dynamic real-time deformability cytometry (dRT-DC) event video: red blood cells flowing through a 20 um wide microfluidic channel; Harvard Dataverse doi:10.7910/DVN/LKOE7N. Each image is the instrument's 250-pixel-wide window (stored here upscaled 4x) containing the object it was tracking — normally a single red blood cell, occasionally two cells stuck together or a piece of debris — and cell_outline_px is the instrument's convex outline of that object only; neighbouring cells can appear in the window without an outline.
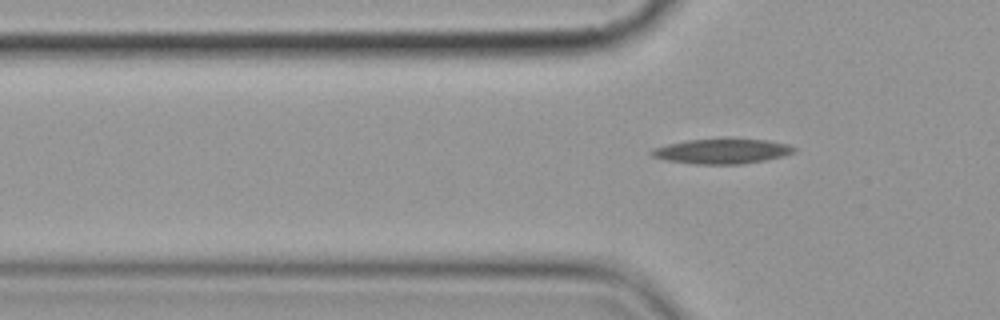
{"species": "common noctule bat (a hibernating species)", "species_latin": "Nyctalus noctula", "temperature_condition": "cold", "stored_images_in_passage": 4, "camera_frame_rate_fps": 3000, "um_per_image_px": 0.085, "animal": {"sex": "female", "body_mass_g": 19.9}, "frame": {"image": 1, "passage_image": 4, "time_ms": 3.667, "image_size_px": [1000, 320], "cell_outline_px": [[796, 152], [784, 156], [744, 164], [696, 164], [668, 160], [652, 156], [648, 152], [652, 148], [668, 144], [688, 140], [768, 140], [788, 144], [796, 148]], "centroid_in_image_um": [61.38, 12.87], "position_along_channel_um": 64.4, "area_um2": 20.35}}